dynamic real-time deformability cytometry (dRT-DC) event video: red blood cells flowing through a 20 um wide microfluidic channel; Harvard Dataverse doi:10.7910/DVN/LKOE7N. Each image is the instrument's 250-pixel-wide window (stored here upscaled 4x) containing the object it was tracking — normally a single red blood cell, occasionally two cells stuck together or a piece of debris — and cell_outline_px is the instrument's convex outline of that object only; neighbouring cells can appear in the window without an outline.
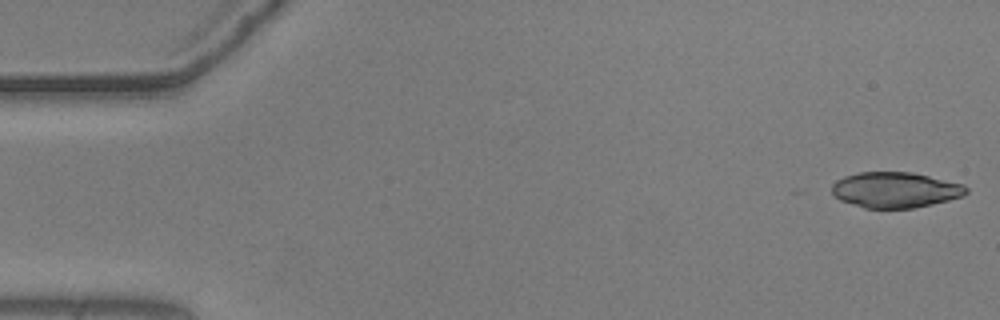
{"species": "common noctule bat (a hibernating species)", "species_latin": "Nyctalus noctula", "temperature_condition": "warm", "stored_images_in_passage": 13, "camera_frame_rate_fps": 3000, "um_per_image_px": 0.085, "animal": {"sex": "male", "body_mass_g": 20.5, "forearm_length_mm": 52.5}, "frame": {"image": 1, "passage_image": 1, "time_ms": 0.0, "image_size_px": [1000, 320], "cell_outline_px": [[968, 192], [964, 196], [932, 204], [912, 208], [864, 208], [840, 200], [832, 192], [832, 184], [836, 180], [844, 176], [856, 172], [912, 172], [964, 184], [968, 188]], "centroid_in_image_um": [76.11, 16.13], "position_along_channel_um": 8.9, "area_um2": 27.98}}